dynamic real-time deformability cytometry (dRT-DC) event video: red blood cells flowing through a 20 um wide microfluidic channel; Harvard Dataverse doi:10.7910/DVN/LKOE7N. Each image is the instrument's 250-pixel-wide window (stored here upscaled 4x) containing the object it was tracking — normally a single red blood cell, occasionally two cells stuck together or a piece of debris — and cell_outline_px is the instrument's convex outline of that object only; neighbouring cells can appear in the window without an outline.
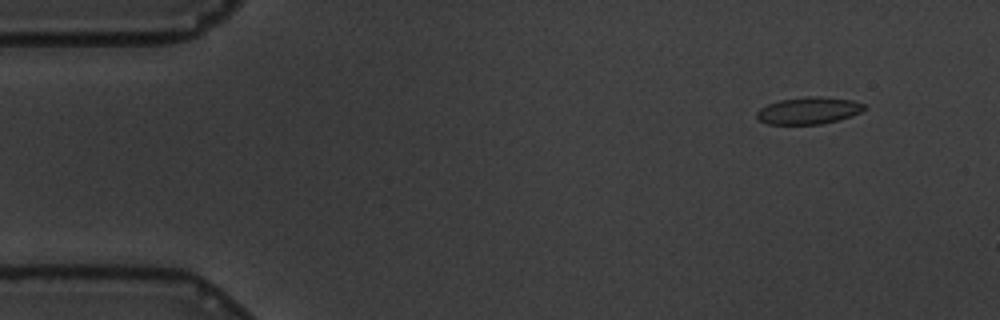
{"species": "common noctule bat (a hibernating species)", "species_latin": "Nyctalus noctula", "temperature_condition": "warm", "stored_images_in_passage": 12, "camera_frame_rate_fps": 3000, "um_per_image_px": 0.085, "animal": {"sex": "male", "body_mass_g": 19.5, "forearm_length_mm": 54.6}, "frame": {"image": 1, "passage_image": 1, "time_ms": 0.0, "image_size_px": [1000, 320], "cell_outline_px": [[868, 108], [852, 116], [820, 124], [768, 124], [760, 120], [756, 116], [756, 112], [760, 108], [768, 104], [780, 100], [812, 96], [820, 96], [852, 100], [864, 104]], "centroid_in_image_um": [68.75, 9.4], "position_along_channel_um": 16.3, "area_um2": 16.82}}
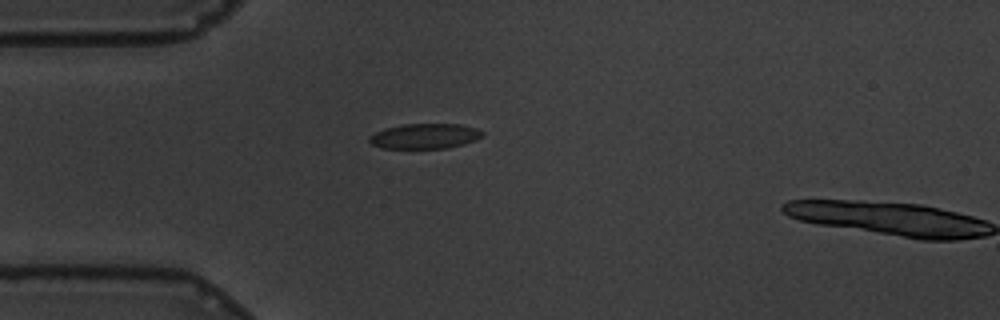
{"frame": {"image": 2, "passage_image": 11, "time_ms": 3.333, "image_size_px": [1000, 320], "cell_outline_px": [[484, 132], [476, 140], [464, 144], [448, 148], [384, 148], [372, 144], [368, 140], [368, 136], [384, 128], [404, 124], [460, 124], [476, 128]], "centroid_in_image_um": [36.1, 11.57], "position_along_channel_um": 48.9, "area_um2": 16.53}}